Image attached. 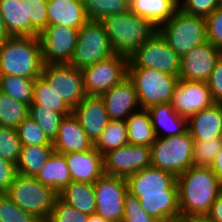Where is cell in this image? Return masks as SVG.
<instances>
[{"mask_svg":"<svg viewBox=\"0 0 222 222\" xmlns=\"http://www.w3.org/2000/svg\"><path fill=\"white\" fill-rule=\"evenodd\" d=\"M16 173L15 164L0 158V194L9 190Z\"/></svg>","mask_w":222,"mask_h":222,"instance_id":"47","label":"cell"},{"mask_svg":"<svg viewBox=\"0 0 222 222\" xmlns=\"http://www.w3.org/2000/svg\"><path fill=\"white\" fill-rule=\"evenodd\" d=\"M128 68H149L179 78L181 57L156 32L129 57Z\"/></svg>","mask_w":222,"mask_h":222,"instance_id":"10","label":"cell"},{"mask_svg":"<svg viewBox=\"0 0 222 222\" xmlns=\"http://www.w3.org/2000/svg\"><path fill=\"white\" fill-rule=\"evenodd\" d=\"M16 129L22 146H53L41 127L30 116L24 119Z\"/></svg>","mask_w":222,"mask_h":222,"instance_id":"38","label":"cell"},{"mask_svg":"<svg viewBox=\"0 0 222 222\" xmlns=\"http://www.w3.org/2000/svg\"><path fill=\"white\" fill-rule=\"evenodd\" d=\"M104 174L128 177L144 168L151 167L149 146L127 144L103 155Z\"/></svg>","mask_w":222,"mask_h":222,"instance_id":"15","label":"cell"},{"mask_svg":"<svg viewBox=\"0 0 222 222\" xmlns=\"http://www.w3.org/2000/svg\"><path fill=\"white\" fill-rule=\"evenodd\" d=\"M109 120H123L141 109L132 81L127 77L109 91L100 95Z\"/></svg>","mask_w":222,"mask_h":222,"instance_id":"18","label":"cell"},{"mask_svg":"<svg viewBox=\"0 0 222 222\" xmlns=\"http://www.w3.org/2000/svg\"><path fill=\"white\" fill-rule=\"evenodd\" d=\"M52 145L55 152L62 154L89 151L94 147L73 113L61 120L57 137Z\"/></svg>","mask_w":222,"mask_h":222,"instance_id":"21","label":"cell"},{"mask_svg":"<svg viewBox=\"0 0 222 222\" xmlns=\"http://www.w3.org/2000/svg\"><path fill=\"white\" fill-rule=\"evenodd\" d=\"M17 129L0 126V158L17 164L21 151Z\"/></svg>","mask_w":222,"mask_h":222,"instance_id":"40","label":"cell"},{"mask_svg":"<svg viewBox=\"0 0 222 222\" xmlns=\"http://www.w3.org/2000/svg\"><path fill=\"white\" fill-rule=\"evenodd\" d=\"M115 53L130 57L158 28L148 19L132 13L107 16L101 20Z\"/></svg>","mask_w":222,"mask_h":222,"instance_id":"4","label":"cell"},{"mask_svg":"<svg viewBox=\"0 0 222 222\" xmlns=\"http://www.w3.org/2000/svg\"><path fill=\"white\" fill-rule=\"evenodd\" d=\"M86 16L101 21L107 16L123 14L130 10L129 0H82Z\"/></svg>","mask_w":222,"mask_h":222,"instance_id":"34","label":"cell"},{"mask_svg":"<svg viewBox=\"0 0 222 222\" xmlns=\"http://www.w3.org/2000/svg\"><path fill=\"white\" fill-rule=\"evenodd\" d=\"M215 103L207 82L179 79L171 106L182 117L189 118Z\"/></svg>","mask_w":222,"mask_h":222,"instance_id":"16","label":"cell"},{"mask_svg":"<svg viewBox=\"0 0 222 222\" xmlns=\"http://www.w3.org/2000/svg\"><path fill=\"white\" fill-rule=\"evenodd\" d=\"M115 54L101 21L89 19L78 31L70 65L82 70Z\"/></svg>","mask_w":222,"mask_h":222,"instance_id":"9","label":"cell"},{"mask_svg":"<svg viewBox=\"0 0 222 222\" xmlns=\"http://www.w3.org/2000/svg\"><path fill=\"white\" fill-rule=\"evenodd\" d=\"M218 1V6L222 7V0H217Z\"/></svg>","mask_w":222,"mask_h":222,"instance_id":"53","label":"cell"},{"mask_svg":"<svg viewBox=\"0 0 222 222\" xmlns=\"http://www.w3.org/2000/svg\"><path fill=\"white\" fill-rule=\"evenodd\" d=\"M29 116L37 122L48 140L53 143L57 137L58 129L64 116L51 109L33 104L29 106Z\"/></svg>","mask_w":222,"mask_h":222,"instance_id":"37","label":"cell"},{"mask_svg":"<svg viewBox=\"0 0 222 222\" xmlns=\"http://www.w3.org/2000/svg\"><path fill=\"white\" fill-rule=\"evenodd\" d=\"M43 66L39 37L10 36L0 43V75L36 79Z\"/></svg>","mask_w":222,"mask_h":222,"instance_id":"3","label":"cell"},{"mask_svg":"<svg viewBox=\"0 0 222 222\" xmlns=\"http://www.w3.org/2000/svg\"><path fill=\"white\" fill-rule=\"evenodd\" d=\"M48 0H25L26 37H38L48 26Z\"/></svg>","mask_w":222,"mask_h":222,"instance_id":"36","label":"cell"},{"mask_svg":"<svg viewBox=\"0 0 222 222\" xmlns=\"http://www.w3.org/2000/svg\"><path fill=\"white\" fill-rule=\"evenodd\" d=\"M205 19L207 41L222 51V7H218Z\"/></svg>","mask_w":222,"mask_h":222,"instance_id":"44","label":"cell"},{"mask_svg":"<svg viewBox=\"0 0 222 222\" xmlns=\"http://www.w3.org/2000/svg\"><path fill=\"white\" fill-rule=\"evenodd\" d=\"M221 56L222 51L209 41L194 47L181 58L179 79L207 82Z\"/></svg>","mask_w":222,"mask_h":222,"instance_id":"17","label":"cell"},{"mask_svg":"<svg viewBox=\"0 0 222 222\" xmlns=\"http://www.w3.org/2000/svg\"><path fill=\"white\" fill-rule=\"evenodd\" d=\"M54 151L53 146H22L16 172L35 177Z\"/></svg>","mask_w":222,"mask_h":222,"instance_id":"29","label":"cell"},{"mask_svg":"<svg viewBox=\"0 0 222 222\" xmlns=\"http://www.w3.org/2000/svg\"><path fill=\"white\" fill-rule=\"evenodd\" d=\"M88 219L89 215L78 211L57 197L46 222H88Z\"/></svg>","mask_w":222,"mask_h":222,"instance_id":"42","label":"cell"},{"mask_svg":"<svg viewBox=\"0 0 222 222\" xmlns=\"http://www.w3.org/2000/svg\"><path fill=\"white\" fill-rule=\"evenodd\" d=\"M88 222H110V221L106 220L97 213H93L92 215H89Z\"/></svg>","mask_w":222,"mask_h":222,"instance_id":"52","label":"cell"},{"mask_svg":"<svg viewBox=\"0 0 222 222\" xmlns=\"http://www.w3.org/2000/svg\"><path fill=\"white\" fill-rule=\"evenodd\" d=\"M122 222H159L149 216L139 203V199L127 192L124 198V214Z\"/></svg>","mask_w":222,"mask_h":222,"instance_id":"43","label":"cell"},{"mask_svg":"<svg viewBox=\"0 0 222 222\" xmlns=\"http://www.w3.org/2000/svg\"><path fill=\"white\" fill-rule=\"evenodd\" d=\"M47 18L49 25H61L80 29L89 19L82 0H48Z\"/></svg>","mask_w":222,"mask_h":222,"instance_id":"23","label":"cell"},{"mask_svg":"<svg viewBox=\"0 0 222 222\" xmlns=\"http://www.w3.org/2000/svg\"><path fill=\"white\" fill-rule=\"evenodd\" d=\"M42 76L72 110L86 96L82 71L70 64H44Z\"/></svg>","mask_w":222,"mask_h":222,"instance_id":"12","label":"cell"},{"mask_svg":"<svg viewBox=\"0 0 222 222\" xmlns=\"http://www.w3.org/2000/svg\"><path fill=\"white\" fill-rule=\"evenodd\" d=\"M180 220L206 216L222 193V182L210 167L191 166L177 176Z\"/></svg>","mask_w":222,"mask_h":222,"instance_id":"2","label":"cell"},{"mask_svg":"<svg viewBox=\"0 0 222 222\" xmlns=\"http://www.w3.org/2000/svg\"><path fill=\"white\" fill-rule=\"evenodd\" d=\"M29 116V106L0 91V126L17 128Z\"/></svg>","mask_w":222,"mask_h":222,"instance_id":"35","label":"cell"},{"mask_svg":"<svg viewBox=\"0 0 222 222\" xmlns=\"http://www.w3.org/2000/svg\"><path fill=\"white\" fill-rule=\"evenodd\" d=\"M219 138L222 141V127H221V132H220Z\"/></svg>","mask_w":222,"mask_h":222,"instance_id":"54","label":"cell"},{"mask_svg":"<svg viewBox=\"0 0 222 222\" xmlns=\"http://www.w3.org/2000/svg\"><path fill=\"white\" fill-rule=\"evenodd\" d=\"M147 111L157 138L181 135L188 130L187 118L180 116L171 103L156 104Z\"/></svg>","mask_w":222,"mask_h":222,"instance_id":"24","label":"cell"},{"mask_svg":"<svg viewBox=\"0 0 222 222\" xmlns=\"http://www.w3.org/2000/svg\"><path fill=\"white\" fill-rule=\"evenodd\" d=\"M194 140L188 130L177 136L156 138L151 145V166L176 177L192 165Z\"/></svg>","mask_w":222,"mask_h":222,"instance_id":"7","label":"cell"},{"mask_svg":"<svg viewBox=\"0 0 222 222\" xmlns=\"http://www.w3.org/2000/svg\"><path fill=\"white\" fill-rule=\"evenodd\" d=\"M178 3L184 13L204 18L219 7L217 0H179Z\"/></svg>","mask_w":222,"mask_h":222,"instance_id":"45","label":"cell"},{"mask_svg":"<svg viewBox=\"0 0 222 222\" xmlns=\"http://www.w3.org/2000/svg\"><path fill=\"white\" fill-rule=\"evenodd\" d=\"M158 32L181 58L207 41L206 19L184 13L179 8L158 27Z\"/></svg>","mask_w":222,"mask_h":222,"instance_id":"6","label":"cell"},{"mask_svg":"<svg viewBox=\"0 0 222 222\" xmlns=\"http://www.w3.org/2000/svg\"><path fill=\"white\" fill-rule=\"evenodd\" d=\"M210 168L213 171V173L217 176V178L222 182V149L215 156Z\"/></svg>","mask_w":222,"mask_h":222,"instance_id":"49","label":"cell"},{"mask_svg":"<svg viewBox=\"0 0 222 222\" xmlns=\"http://www.w3.org/2000/svg\"><path fill=\"white\" fill-rule=\"evenodd\" d=\"M129 144L127 127L123 120H109L106 128L94 143V148L102 155L113 149H118Z\"/></svg>","mask_w":222,"mask_h":222,"instance_id":"32","label":"cell"},{"mask_svg":"<svg viewBox=\"0 0 222 222\" xmlns=\"http://www.w3.org/2000/svg\"><path fill=\"white\" fill-rule=\"evenodd\" d=\"M125 123L129 144L151 147L157 137L147 109L132 113Z\"/></svg>","mask_w":222,"mask_h":222,"instance_id":"28","label":"cell"},{"mask_svg":"<svg viewBox=\"0 0 222 222\" xmlns=\"http://www.w3.org/2000/svg\"><path fill=\"white\" fill-rule=\"evenodd\" d=\"M0 12L10 36L26 37L25 0H0Z\"/></svg>","mask_w":222,"mask_h":222,"instance_id":"30","label":"cell"},{"mask_svg":"<svg viewBox=\"0 0 222 222\" xmlns=\"http://www.w3.org/2000/svg\"><path fill=\"white\" fill-rule=\"evenodd\" d=\"M222 149L220 138L207 141H194L192 165L197 167H210L215 156Z\"/></svg>","mask_w":222,"mask_h":222,"instance_id":"39","label":"cell"},{"mask_svg":"<svg viewBox=\"0 0 222 222\" xmlns=\"http://www.w3.org/2000/svg\"><path fill=\"white\" fill-rule=\"evenodd\" d=\"M181 220L183 222H212L207 216H193Z\"/></svg>","mask_w":222,"mask_h":222,"instance_id":"51","label":"cell"},{"mask_svg":"<svg viewBox=\"0 0 222 222\" xmlns=\"http://www.w3.org/2000/svg\"><path fill=\"white\" fill-rule=\"evenodd\" d=\"M127 190L139 199L143 210L159 222L180 220L177 177L148 167L125 178Z\"/></svg>","mask_w":222,"mask_h":222,"instance_id":"1","label":"cell"},{"mask_svg":"<svg viewBox=\"0 0 222 222\" xmlns=\"http://www.w3.org/2000/svg\"><path fill=\"white\" fill-rule=\"evenodd\" d=\"M58 197L78 211L92 215L96 211L94 183L71 182L64 187Z\"/></svg>","mask_w":222,"mask_h":222,"instance_id":"27","label":"cell"},{"mask_svg":"<svg viewBox=\"0 0 222 222\" xmlns=\"http://www.w3.org/2000/svg\"><path fill=\"white\" fill-rule=\"evenodd\" d=\"M35 177L57 193L72 182L65 155L55 151Z\"/></svg>","mask_w":222,"mask_h":222,"instance_id":"26","label":"cell"},{"mask_svg":"<svg viewBox=\"0 0 222 222\" xmlns=\"http://www.w3.org/2000/svg\"><path fill=\"white\" fill-rule=\"evenodd\" d=\"M0 222H39L22 210L5 193L0 194Z\"/></svg>","mask_w":222,"mask_h":222,"instance_id":"41","label":"cell"},{"mask_svg":"<svg viewBox=\"0 0 222 222\" xmlns=\"http://www.w3.org/2000/svg\"><path fill=\"white\" fill-rule=\"evenodd\" d=\"M35 79L0 75V91L30 106L33 102Z\"/></svg>","mask_w":222,"mask_h":222,"instance_id":"33","label":"cell"},{"mask_svg":"<svg viewBox=\"0 0 222 222\" xmlns=\"http://www.w3.org/2000/svg\"><path fill=\"white\" fill-rule=\"evenodd\" d=\"M64 155L73 182L95 183L104 174L103 155L94 147Z\"/></svg>","mask_w":222,"mask_h":222,"instance_id":"20","label":"cell"},{"mask_svg":"<svg viewBox=\"0 0 222 222\" xmlns=\"http://www.w3.org/2000/svg\"><path fill=\"white\" fill-rule=\"evenodd\" d=\"M79 29L49 25L40 34L44 64H69L78 41Z\"/></svg>","mask_w":222,"mask_h":222,"instance_id":"14","label":"cell"},{"mask_svg":"<svg viewBox=\"0 0 222 222\" xmlns=\"http://www.w3.org/2000/svg\"><path fill=\"white\" fill-rule=\"evenodd\" d=\"M72 113L93 144L109 122L108 113L100 96L86 95Z\"/></svg>","mask_w":222,"mask_h":222,"instance_id":"19","label":"cell"},{"mask_svg":"<svg viewBox=\"0 0 222 222\" xmlns=\"http://www.w3.org/2000/svg\"><path fill=\"white\" fill-rule=\"evenodd\" d=\"M129 57L113 54L92 66L83 68L86 95L100 96L128 77Z\"/></svg>","mask_w":222,"mask_h":222,"instance_id":"11","label":"cell"},{"mask_svg":"<svg viewBox=\"0 0 222 222\" xmlns=\"http://www.w3.org/2000/svg\"><path fill=\"white\" fill-rule=\"evenodd\" d=\"M207 85L211 91L214 101L222 103V56L210 74Z\"/></svg>","mask_w":222,"mask_h":222,"instance_id":"46","label":"cell"},{"mask_svg":"<svg viewBox=\"0 0 222 222\" xmlns=\"http://www.w3.org/2000/svg\"><path fill=\"white\" fill-rule=\"evenodd\" d=\"M22 210L39 222H46L53 209L58 193L43 185L36 177L15 174L9 190L5 193Z\"/></svg>","mask_w":222,"mask_h":222,"instance_id":"5","label":"cell"},{"mask_svg":"<svg viewBox=\"0 0 222 222\" xmlns=\"http://www.w3.org/2000/svg\"><path fill=\"white\" fill-rule=\"evenodd\" d=\"M96 211L110 222H122L128 192L124 177L103 174L95 183Z\"/></svg>","mask_w":222,"mask_h":222,"instance_id":"13","label":"cell"},{"mask_svg":"<svg viewBox=\"0 0 222 222\" xmlns=\"http://www.w3.org/2000/svg\"><path fill=\"white\" fill-rule=\"evenodd\" d=\"M33 105L51 109L64 117L72 114V109L60 98L54 87L41 75L35 79Z\"/></svg>","mask_w":222,"mask_h":222,"instance_id":"31","label":"cell"},{"mask_svg":"<svg viewBox=\"0 0 222 222\" xmlns=\"http://www.w3.org/2000/svg\"><path fill=\"white\" fill-rule=\"evenodd\" d=\"M130 11L151 21L157 28L179 8L178 0H129Z\"/></svg>","mask_w":222,"mask_h":222,"instance_id":"25","label":"cell"},{"mask_svg":"<svg viewBox=\"0 0 222 222\" xmlns=\"http://www.w3.org/2000/svg\"><path fill=\"white\" fill-rule=\"evenodd\" d=\"M212 222H222V193L216 198L215 202L206 215Z\"/></svg>","mask_w":222,"mask_h":222,"instance_id":"48","label":"cell"},{"mask_svg":"<svg viewBox=\"0 0 222 222\" xmlns=\"http://www.w3.org/2000/svg\"><path fill=\"white\" fill-rule=\"evenodd\" d=\"M8 37H10V35L8 34V32L5 28L4 21H3V16L0 12V43L3 42Z\"/></svg>","mask_w":222,"mask_h":222,"instance_id":"50","label":"cell"},{"mask_svg":"<svg viewBox=\"0 0 222 222\" xmlns=\"http://www.w3.org/2000/svg\"><path fill=\"white\" fill-rule=\"evenodd\" d=\"M128 78L132 81L140 107L171 103L179 78L175 75L149 68H128Z\"/></svg>","mask_w":222,"mask_h":222,"instance_id":"8","label":"cell"},{"mask_svg":"<svg viewBox=\"0 0 222 222\" xmlns=\"http://www.w3.org/2000/svg\"><path fill=\"white\" fill-rule=\"evenodd\" d=\"M188 132L194 141L219 138L222 127V103L215 102L187 119Z\"/></svg>","mask_w":222,"mask_h":222,"instance_id":"22","label":"cell"}]
</instances>
